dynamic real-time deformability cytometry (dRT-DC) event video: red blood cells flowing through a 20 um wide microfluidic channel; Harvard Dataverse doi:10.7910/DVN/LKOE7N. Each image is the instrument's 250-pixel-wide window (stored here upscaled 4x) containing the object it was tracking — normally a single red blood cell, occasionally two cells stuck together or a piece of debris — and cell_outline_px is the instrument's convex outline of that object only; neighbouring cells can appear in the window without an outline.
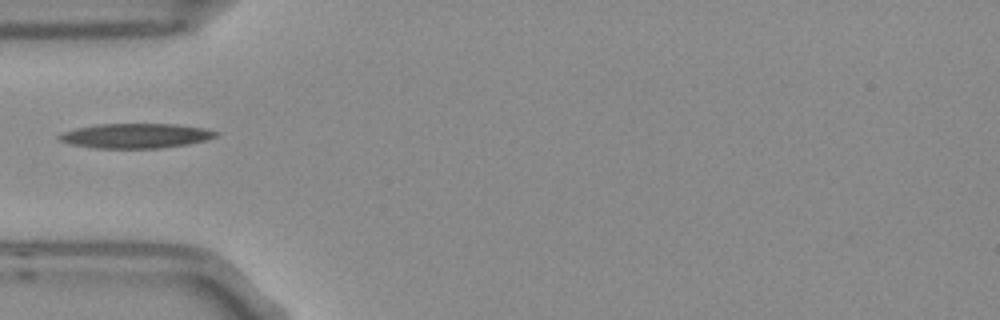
{"species": "Egyptian fruit bat (a non-hibernating species)", "species_latin": "Rousettus aegyptiacus", "temperature_condition": "room temperature", "stored_images_in_passage": 8, "camera_frame_rate_fps": 3000, "um_per_image_px": 0.085, "frame": {"image": 1, "passage_image": 4, "time_ms": 1.0, "image_size_px": [1000, 320], "cell_outline_px": [[220, 132], [216, 136], [204, 140], [188, 144], [160, 148], [96, 148], [72, 144], [60, 140], [56, 136], [60, 132], [76, 128], [96, 124], [176, 124], [204, 128]], "centroid_in_image_um": [11.51, 11.53], "position_along_channel_um": 73.5, "area_um2": 22.54}}
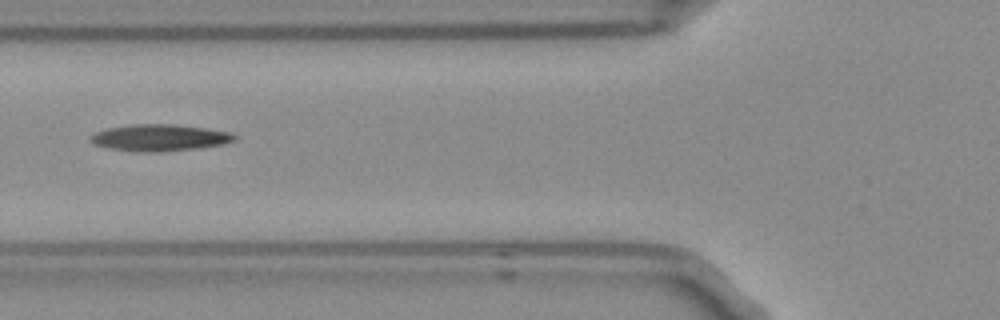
{"frame": {"image": 2, "passage_image": 5, "time_ms": 1.333, "image_size_px": [1000, 320], "cell_outline_px": [[236, 140], [224, 144], [196, 148], [156, 152], [136, 152], [108, 148], [92, 144], [88, 140], [96, 132], [108, 128], [132, 124], [176, 124], [232, 132], [236, 136]], "centroid_in_image_um": [13.56, 11.7], "position_along_channel_um": 112.2, "area_um2": 22.43}}